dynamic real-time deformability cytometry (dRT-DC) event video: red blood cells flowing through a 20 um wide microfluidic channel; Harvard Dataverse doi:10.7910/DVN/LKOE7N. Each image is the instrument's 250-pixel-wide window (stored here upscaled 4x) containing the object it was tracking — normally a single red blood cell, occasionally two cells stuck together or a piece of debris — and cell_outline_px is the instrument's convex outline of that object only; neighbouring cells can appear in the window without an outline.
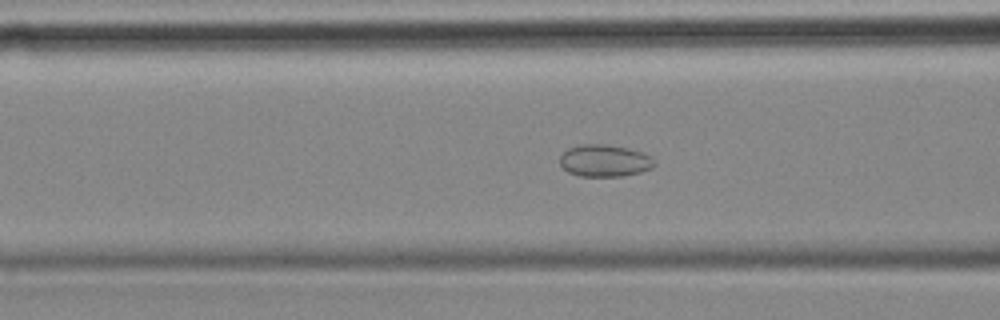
{"species": "common noctule bat (a hibernating species)", "species_latin": "Nyctalus noctula", "temperature_condition": "cold", "stored_images_in_passage": 56, "camera_frame_rate_fps": 3000, "um_per_image_px": 0.085, "animal": {"sex": "female", "body_mass_g": 18.4}, "frame": {"image": 1, "passage_image": 21, "time_ms": 6.667, "image_size_px": [1000, 320], "cell_outline_px": [[656, 164], [652, 168], [640, 172], [624, 176], [580, 176], [568, 172], [560, 164], [560, 156], [568, 148], [580, 144], [608, 144], [628, 148], [644, 152], [652, 156]], "centroid_in_image_um": [51.42, 13.65], "position_along_channel_um": 115.2, "area_um2": 17.86}}
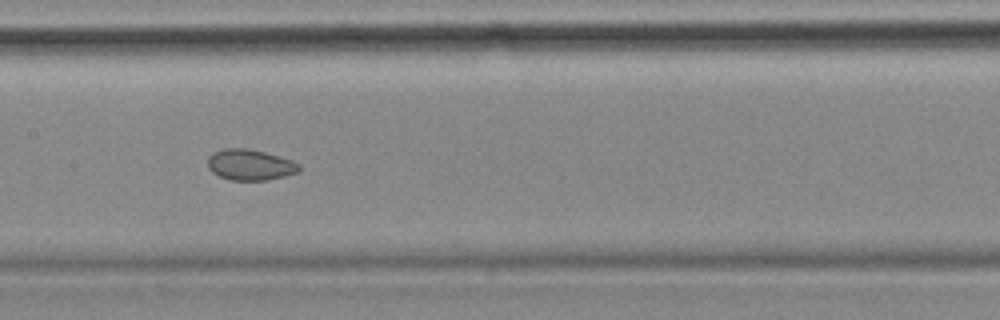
{"frame": {"image": 2, "passage_image": 27, "time_ms": 8.667, "image_size_px": [1000, 320], "cell_outline_px": [[300, 172], [284, 176], [264, 180], [232, 180], [220, 176], [212, 172], [208, 168], [208, 156], [224, 148], [248, 148], [264, 152], [292, 160], [300, 164]], "centroid_in_image_um": [21.27, 14.0], "position_along_channel_um": 186.1, "area_um2": 16.36}}
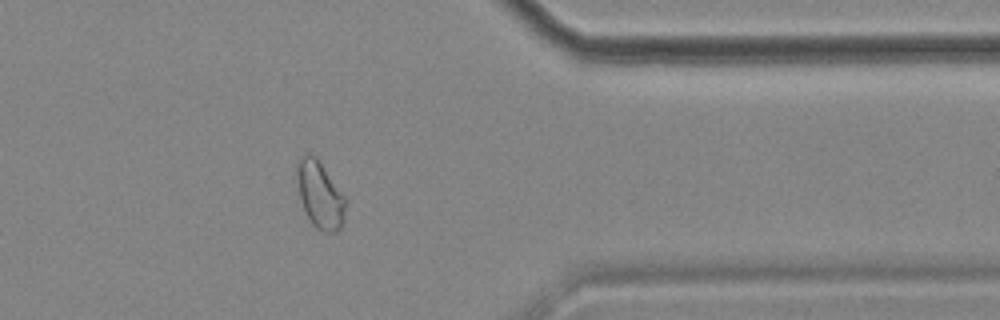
{"frame": {"image": 3, "passage_image": 45, "time_ms": 14.667, "image_size_px": [1000, 320], "cell_outline_px": [[344, 224], [336, 232], [324, 232], [316, 228], [312, 224], [300, 200], [296, 172], [296, 164], [300, 156], [308, 152], [312, 152], [316, 156], [344, 196]], "centroid_in_image_um": [27.16, 16.53], "position_along_channel_um": 384.2, "area_um2": 18.9}, "authors_computed_cell_mechanics": {"area_um2": 19.8254, "velocity_mm_per_s": 3.5445, "shape_relaxation_time_tau1_ms": null, "shape_relaxation_time_tau2_ms": 2.0952, "deformation_change_tau1": null, "deformation_change_tau2": 0.0526}}